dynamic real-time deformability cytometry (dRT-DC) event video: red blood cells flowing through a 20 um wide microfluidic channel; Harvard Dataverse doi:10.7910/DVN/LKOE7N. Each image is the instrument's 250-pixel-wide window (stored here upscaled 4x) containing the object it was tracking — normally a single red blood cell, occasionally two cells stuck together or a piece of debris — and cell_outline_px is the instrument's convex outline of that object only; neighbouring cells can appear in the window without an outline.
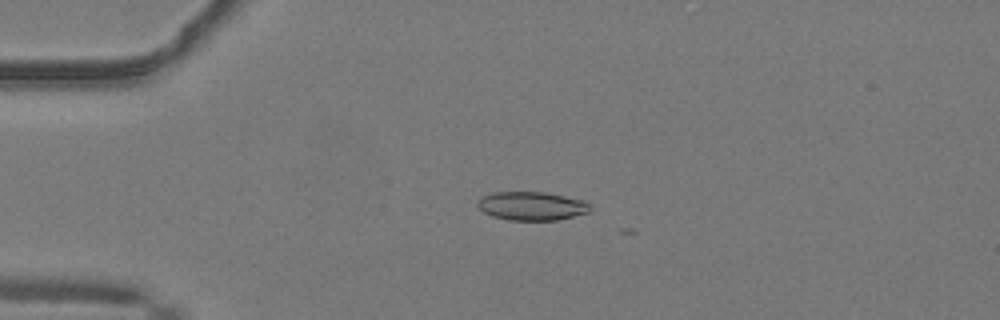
{"species": "common noctule bat (a hibernating species)", "species_latin": "Nyctalus noctula", "temperature_condition": "warm", "stored_images_in_passage": 17, "camera_frame_rate_fps": 3000, "um_per_image_px": 0.085, "animal": {"sex": "male", "body_mass_g": 19.2, "forearm_length_mm": 51.8}, "frame": {"image": 1, "passage_image": 12, "time_ms": 3.667, "image_size_px": [1000, 320], "cell_outline_px": [[592, 208], [588, 212], [556, 220], [508, 220], [492, 216], [484, 212], [476, 204], [476, 200], [492, 192], [544, 192], [584, 200], [592, 204]], "centroid_in_image_um": [45.19, 17.5], "position_along_channel_um": 39.8, "area_um2": 18.79}}